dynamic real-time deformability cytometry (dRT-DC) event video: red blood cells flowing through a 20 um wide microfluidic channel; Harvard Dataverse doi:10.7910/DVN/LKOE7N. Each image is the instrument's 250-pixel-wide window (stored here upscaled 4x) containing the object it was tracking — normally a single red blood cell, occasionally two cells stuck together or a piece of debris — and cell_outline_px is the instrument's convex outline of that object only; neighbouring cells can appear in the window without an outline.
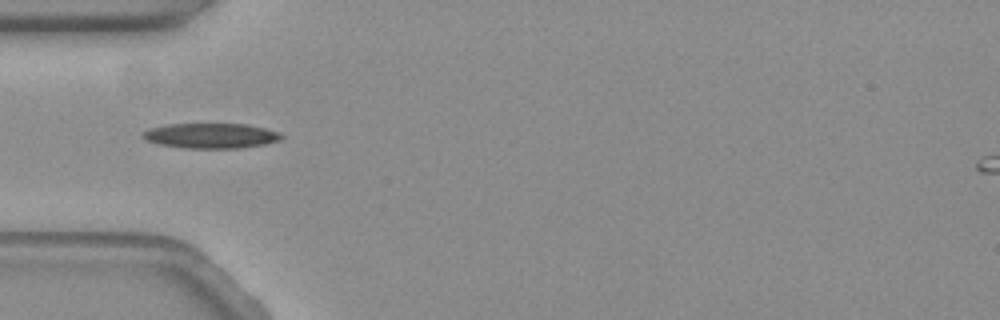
{"species": "common noctule bat (a hibernating species)", "species_latin": "Nyctalus noctula", "temperature_condition": "warm", "stored_images_in_passage": 3, "camera_frame_rate_fps": 3000, "um_per_image_px": 0.085, "animal": {"sex": "female", "body_mass_g": 19.3, "forearm_length_mm": 54.1}, "frame": {"image": 1, "passage_image": 1, "time_ms": 0.0, "image_size_px": [1000, 320], "cell_outline_px": [[284, 136], [280, 140], [264, 144], [240, 148], [184, 148], [156, 144], [144, 140], [140, 136], [148, 128], [168, 124], [248, 124], [280, 132]], "centroid_in_image_um": [17.89, 11.54], "position_along_channel_um": 67.1, "area_um2": 20.46}}